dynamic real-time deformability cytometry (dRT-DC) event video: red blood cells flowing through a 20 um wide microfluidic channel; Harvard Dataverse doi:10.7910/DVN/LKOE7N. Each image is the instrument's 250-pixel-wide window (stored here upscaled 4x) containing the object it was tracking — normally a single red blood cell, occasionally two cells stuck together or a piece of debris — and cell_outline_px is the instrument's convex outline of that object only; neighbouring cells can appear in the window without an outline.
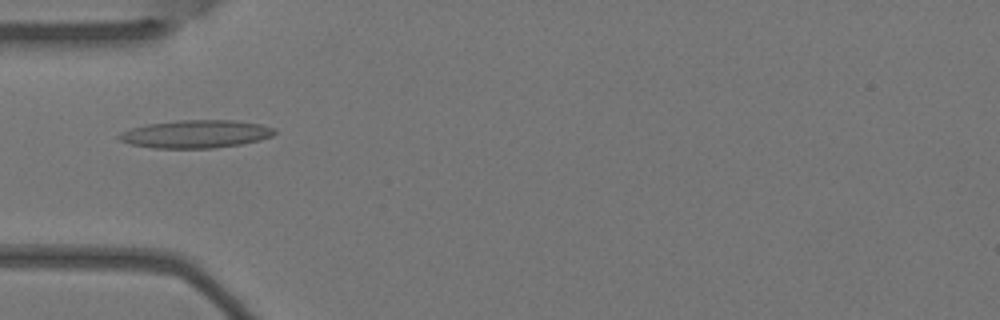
{"species": "Egyptian fruit bat (a non-hibernating species)", "species_latin": "Rousettus aegyptiacus", "temperature_condition": "warm", "stored_images_in_passage": 5, "camera_frame_rate_fps": 3000, "um_per_image_px": 0.085, "animal": {"sex": "female"}, "frame": {"image": 1, "passage_image": 3, "time_ms": 0.667, "image_size_px": [1000, 320], "cell_outline_px": [[276, 132], [272, 136], [260, 140], [240, 144], [212, 148], [156, 148], [132, 144], [120, 140], [116, 136], [120, 132], [132, 128], [148, 124], [176, 120], [236, 120], [260, 124], [276, 128]], "centroid_in_image_um": [16.67, 11.38], "position_along_channel_um": 68.3, "area_um2": 25.26}}
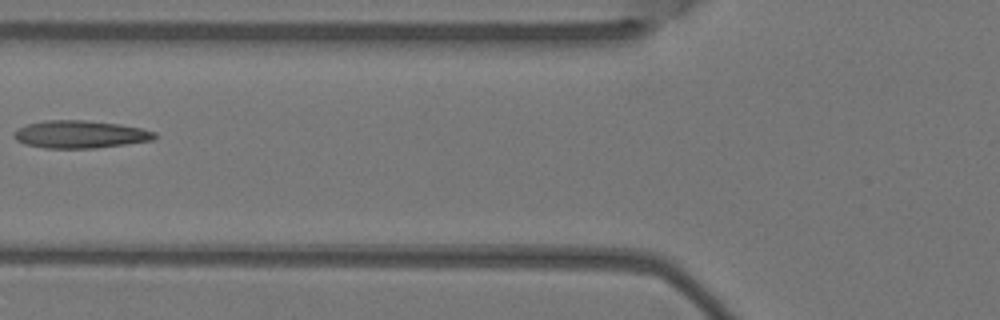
{"frame": {"image": 2, "passage_image": 4, "time_ms": 1.0, "image_size_px": [1000, 320], "cell_outline_px": [[156, 136], [152, 140], [96, 148], [44, 148], [24, 144], [16, 140], [12, 136], [20, 128], [28, 124], [44, 120], [88, 120], [120, 124], [140, 128], [156, 132]], "centroid_in_image_um": [6.8, 11.42], "position_along_channel_um": 119.0, "area_um2": 22.54}}
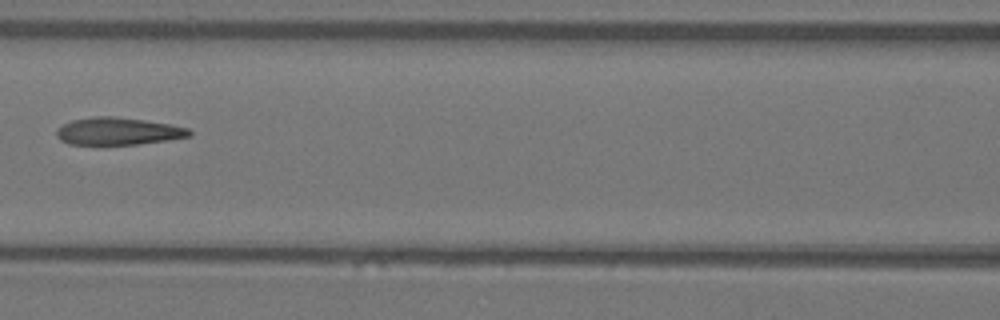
{"frame": {"image": 3, "passage_image": 5, "time_ms": 1.333, "image_size_px": [1000, 320], "cell_outline_px": [[192, 136], [168, 140], [140, 144], [68, 144], [60, 140], [56, 136], [56, 128], [72, 120], [96, 116], [112, 116], [144, 120], [172, 124], [188, 128], [192, 132]], "centroid_in_image_um": [10.05, 11.15], "position_along_channel_um": 156.6, "area_um2": 21.27}}